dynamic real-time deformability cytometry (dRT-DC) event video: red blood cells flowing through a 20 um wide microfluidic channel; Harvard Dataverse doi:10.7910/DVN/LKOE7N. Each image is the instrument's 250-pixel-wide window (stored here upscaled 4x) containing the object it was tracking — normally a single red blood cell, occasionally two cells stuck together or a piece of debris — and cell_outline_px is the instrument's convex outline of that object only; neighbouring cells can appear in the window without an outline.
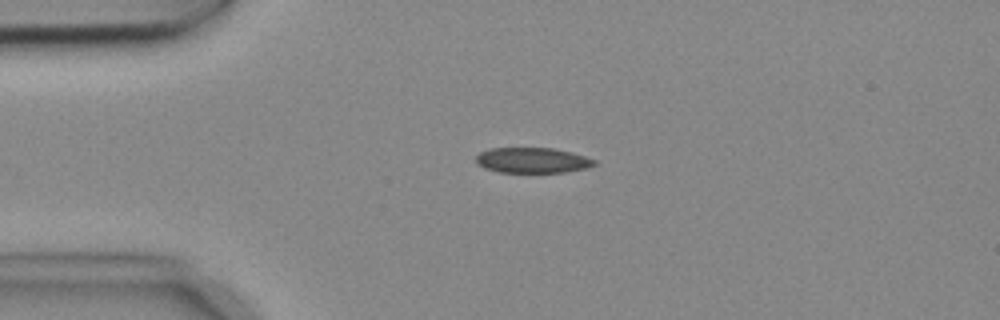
{"species": "common noctule bat (a hibernating species)", "species_latin": "Nyctalus noctula", "temperature_condition": "cold", "stored_images_in_passage": 4, "camera_frame_rate_fps": 3000, "um_per_image_px": 0.085, "animal": {"sex": "female", "body_mass_g": 18.4}, "frame": {"image": 1, "passage_image": 3, "time_ms": 0.667, "image_size_px": [1000, 320], "cell_outline_px": [[596, 164], [584, 168], [564, 172], [500, 172], [484, 168], [476, 164], [476, 156], [480, 152], [488, 148], [552, 148], [572, 152], [596, 160]], "centroid_in_image_um": [45.21, 13.62], "position_along_channel_um": 39.8, "area_um2": 17.46}}